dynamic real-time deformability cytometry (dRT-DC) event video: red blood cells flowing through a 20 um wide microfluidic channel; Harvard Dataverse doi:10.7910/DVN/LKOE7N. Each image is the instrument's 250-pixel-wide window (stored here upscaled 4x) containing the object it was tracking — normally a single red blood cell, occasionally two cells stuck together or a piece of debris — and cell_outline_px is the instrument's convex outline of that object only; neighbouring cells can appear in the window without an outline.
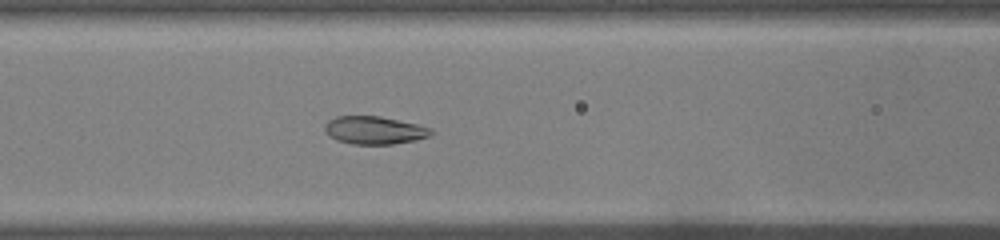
{"species": "common noctule bat (a hibernating species)", "species_latin": "Nyctalus noctula", "temperature_condition": "warm", "stored_images_in_passage": 49, "camera_frame_rate_fps": 3000, "um_per_image_px": 0.085, "animal": {"sex": "male", "body_mass_g": 19.0, "forearm_length_mm": 50.8}, "frame": {"image": 1, "passage_image": 21, "time_ms": 6.667, "image_size_px": [1000, 240], "cell_outline_px": [[432, 136], [416, 140], [392, 144], [352, 144], [336, 140], [328, 136], [324, 128], [328, 120], [336, 116], [380, 116], [416, 124], [432, 128]], "centroid_in_image_um": [31.82, 11.07], "position_along_channel_um": 134.8, "area_um2": 17.34}}
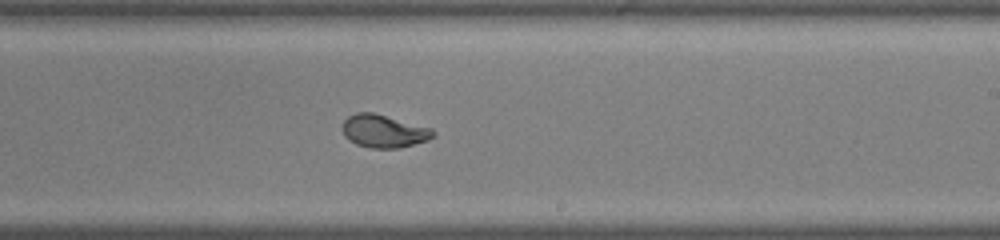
{"frame": {"image": 2, "passage_image": 30, "time_ms": 9.667, "image_size_px": [1000, 240], "cell_outline_px": [[436, 136], [428, 140], [400, 148], [368, 148], [356, 144], [348, 140], [344, 136], [340, 128], [344, 120], [348, 116], [356, 112], [372, 112], [432, 128], [436, 132]], "centroid_in_image_um": [32.6, 11.15], "position_along_channel_um": 256.4, "area_um2": 17.69}}
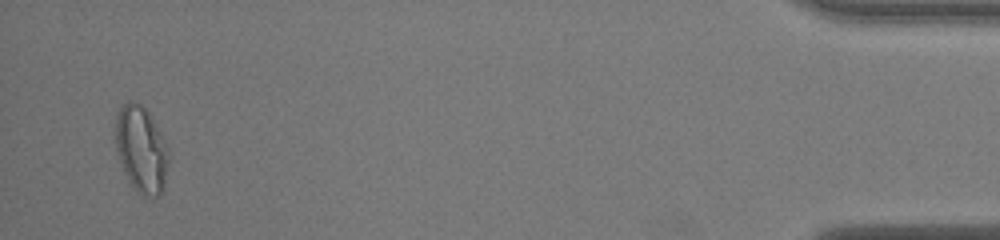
{"frame": {"image": 3, "passage_image": 48, "time_ms": 15.667, "image_size_px": [1000, 240], "cell_outline_px": [[168, 164], [164, 188], [160, 196], [140, 196], [128, 180], [124, 172], [116, 148], [116, 116], [120, 108], [128, 100], [132, 100], [140, 104], [144, 108], [168, 144]], "centroid_in_image_um": [12.02, 12.73], "position_along_channel_um": 423.2, "area_um2": 26.65}, "authors_computed_cell_mechanics": {"area_um2": 19.4786, "velocity_mm_per_s": 4.0689, "shape_relaxation_time_tau1_ms": 7.0202, "shape_relaxation_time_tau2_ms": null, "deformation_change_tau1": 0.2384, "deformation_change_tau2": null}}